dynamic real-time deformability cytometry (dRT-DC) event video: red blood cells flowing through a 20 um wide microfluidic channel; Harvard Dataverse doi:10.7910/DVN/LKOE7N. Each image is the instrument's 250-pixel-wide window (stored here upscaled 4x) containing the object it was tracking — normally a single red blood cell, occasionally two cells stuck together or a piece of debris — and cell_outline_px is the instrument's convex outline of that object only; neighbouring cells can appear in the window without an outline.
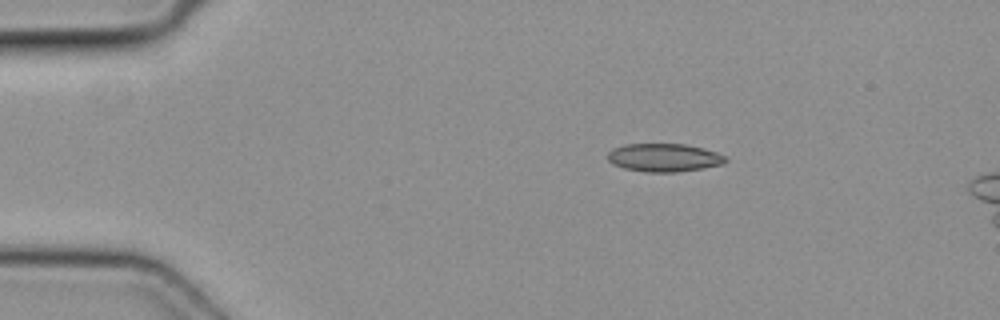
{"species": "common noctule bat (a hibernating species)", "species_latin": "Nyctalus noctula", "temperature_condition": "cold", "stored_images_in_passage": 41, "camera_frame_rate_fps": 3000, "um_per_image_px": 0.085, "animal": {"sex": "female", "body_mass_g": 19.3, "forearm_length_mm": 54.1}, "frame": {"image": 1, "passage_image": 1, "time_ms": 0.0, "image_size_px": [1000, 320], "cell_outline_px": [[728, 160], [724, 164], [676, 172], [644, 172], [624, 168], [612, 164], [608, 160], [608, 152], [612, 148], [624, 144], [684, 144], [704, 148], [716, 152], [724, 156]], "centroid_in_image_um": [56.41, 13.39], "position_along_channel_um": 28.6, "area_um2": 19.36}}
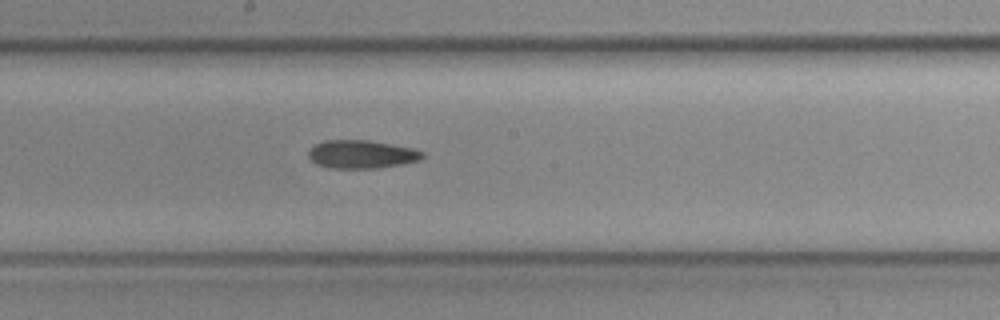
{"frame": {"image": 2, "passage_image": 19, "time_ms": 6.0, "image_size_px": [1000, 320], "cell_outline_px": [[424, 156], [420, 160], [400, 164], [376, 168], [328, 168], [316, 164], [308, 156], [308, 152], [316, 144], [324, 140], [368, 140], [412, 148], [424, 152]], "centroid_in_image_um": [30.72, 13.11], "position_along_channel_um": 217.5, "area_um2": 18.61}}
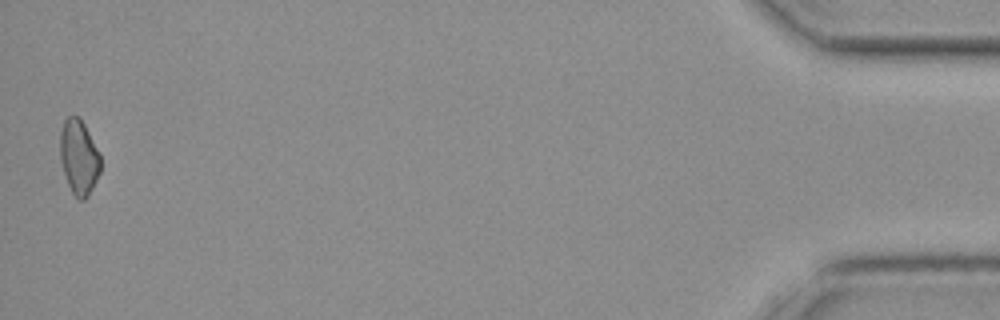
{"frame": {"image": 3, "passage_image": 41, "time_ms": 13.333, "image_size_px": [1000, 320], "cell_outline_px": [[100, 172], [88, 196], [84, 200], [80, 200], [72, 192], [68, 184], [60, 160], [60, 132], [64, 120], [68, 116], [76, 116], [84, 124], [100, 152]], "centroid_in_image_um": [6.71, 13.35], "position_along_channel_um": 428.5, "area_um2": 17.51}}